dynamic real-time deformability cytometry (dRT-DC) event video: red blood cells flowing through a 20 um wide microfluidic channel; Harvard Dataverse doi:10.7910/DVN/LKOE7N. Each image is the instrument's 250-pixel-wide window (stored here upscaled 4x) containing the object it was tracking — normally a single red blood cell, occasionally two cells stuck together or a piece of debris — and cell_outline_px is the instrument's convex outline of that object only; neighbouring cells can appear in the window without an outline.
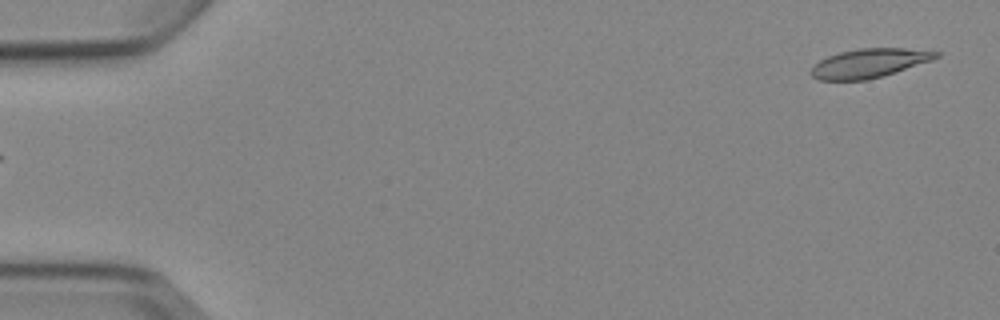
{"species": "Egyptian fruit bat (a non-hibernating species)", "species_latin": "Rousettus aegyptiacus", "temperature_condition": "cold", "stored_images_in_passage": 6, "segment_of_instrument_passage": [2, 2], "camera_frame_rate_fps": 3000, "um_per_image_px": 0.085, "animal": {"sex": "female"}, "frame": {"image": 1, "passage_image": 6, "time_ms": 6.0, "image_size_px": [1000, 320], "cell_outline_px": [[940, 56], [932, 60], [896, 72], [868, 80], [816, 80], [808, 72], [820, 60], [828, 56], [840, 52], [860, 48], [904, 48], [940, 52]], "centroid_in_image_um": [73.87, 5.38], "position_along_channel_um": 11.1, "area_um2": 21.1}}